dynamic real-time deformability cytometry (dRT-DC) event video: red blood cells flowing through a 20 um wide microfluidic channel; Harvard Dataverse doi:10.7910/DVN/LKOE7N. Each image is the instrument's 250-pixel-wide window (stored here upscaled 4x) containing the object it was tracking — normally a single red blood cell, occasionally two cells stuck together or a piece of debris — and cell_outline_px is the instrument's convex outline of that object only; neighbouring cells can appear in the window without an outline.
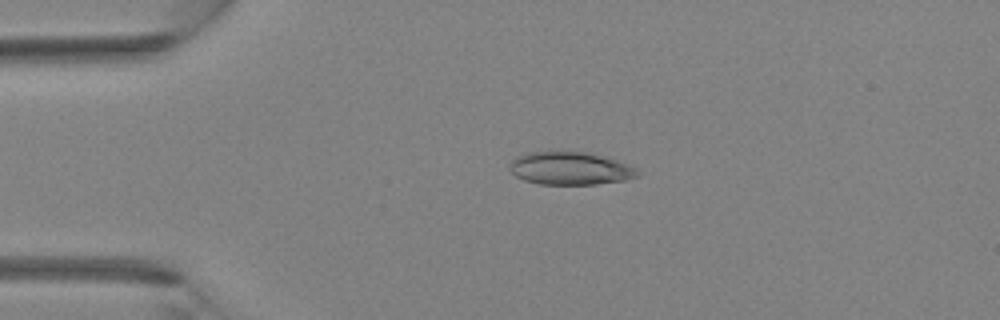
{"species": "Egyptian fruit bat (a non-hibernating species)", "species_latin": "Rousettus aegyptiacus", "temperature_condition": "room temperature", "stored_images_in_passage": 5, "camera_frame_rate_fps": 3000, "um_per_image_px": 0.085, "animal": {"sex": "female"}, "frame": {"image": 1, "passage_image": 3, "time_ms": 2.333, "image_size_px": [1000, 320], "cell_outline_px": [[640, 176], [628, 180], [596, 184], [540, 184], [524, 180], [516, 176], [512, 172], [512, 160], [516, 156], [528, 152], [592, 152], [628, 164], [636, 168], [640, 172]], "centroid_in_image_um": [48.54, 14.31], "position_along_channel_um": 36.5, "area_um2": 24.51}}